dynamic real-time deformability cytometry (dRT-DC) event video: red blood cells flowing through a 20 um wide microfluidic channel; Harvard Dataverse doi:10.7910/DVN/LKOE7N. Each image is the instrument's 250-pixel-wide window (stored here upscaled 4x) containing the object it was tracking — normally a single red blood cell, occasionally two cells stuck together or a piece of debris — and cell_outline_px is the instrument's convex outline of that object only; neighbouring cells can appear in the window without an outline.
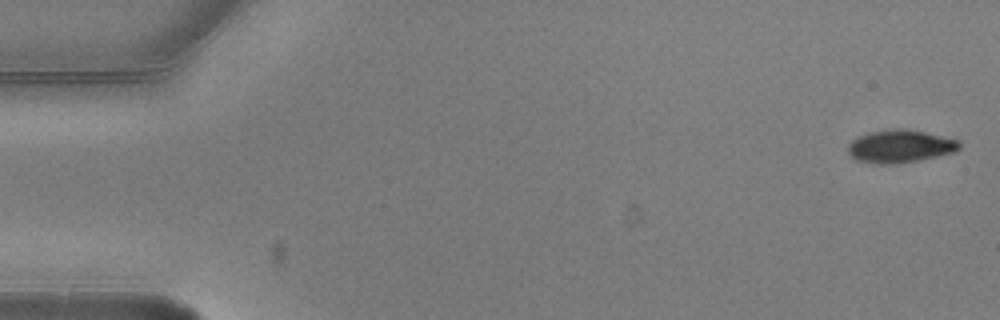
{"species": "common noctule bat (a hibernating species)", "species_latin": "Nyctalus noctula", "temperature_condition": "warm", "stored_images_in_passage": 3, "camera_frame_rate_fps": 3000, "um_per_image_px": 0.085, "animal": {"sex": "male", "body_mass_g": 20.5, "forearm_length_mm": 52.5}, "frame": {"image": 1, "passage_image": 1, "time_ms": 0.0, "image_size_px": [1000, 320], "cell_outline_px": [[960, 148], [956, 152], [916, 160], [888, 164], [880, 164], [856, 160], [848, 152], [848, 144], [852, 140], [868, 132], [892, 128], [908, 128], [960, 140]], "centroid_in_image_um": [76.52, 12.41], "position_along_channel_um": 8.5, "area_um2": 21.27}}